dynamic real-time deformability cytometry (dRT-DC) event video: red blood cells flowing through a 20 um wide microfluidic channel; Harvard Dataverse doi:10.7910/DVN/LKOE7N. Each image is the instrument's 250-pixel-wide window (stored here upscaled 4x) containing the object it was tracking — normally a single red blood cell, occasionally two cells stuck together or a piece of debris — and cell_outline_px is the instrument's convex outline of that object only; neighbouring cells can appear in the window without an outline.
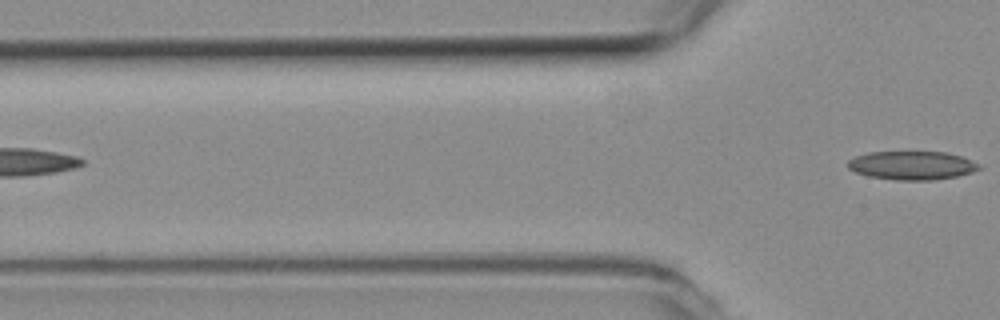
{"species": "common noctule bat (a hibernating species)", "species_latin": "Nyctalus noctula", "temperature_condition": "room temperature", "stored_images_in_passage": 3, "segment_of_instrument_passage": [2, 2], "camera_frame_rate_fps": 3000, "um_per_image_px": 0.085, "animal": {"sex": "female", "body_mass_g": 19.3, "forearm_length_mm": 54.1}, "frame": {"image": 1, "passage_image": 3, "time_ms": 0.667, "image_size_px": [1000, 320], "cell_outline_px": [[980, 168], [972, 172], [956, 176], [932, 180], [896, 180], [868, 176], [856, 172], [848, 168], [848, 160], [856, 156], [868, 152], [948, 152], [972, 160], [980, 164]], "centroid_in_image_um": [77.52, 14.06], "position_along_channel_um": 48.3, "area_um2": 21.79}}